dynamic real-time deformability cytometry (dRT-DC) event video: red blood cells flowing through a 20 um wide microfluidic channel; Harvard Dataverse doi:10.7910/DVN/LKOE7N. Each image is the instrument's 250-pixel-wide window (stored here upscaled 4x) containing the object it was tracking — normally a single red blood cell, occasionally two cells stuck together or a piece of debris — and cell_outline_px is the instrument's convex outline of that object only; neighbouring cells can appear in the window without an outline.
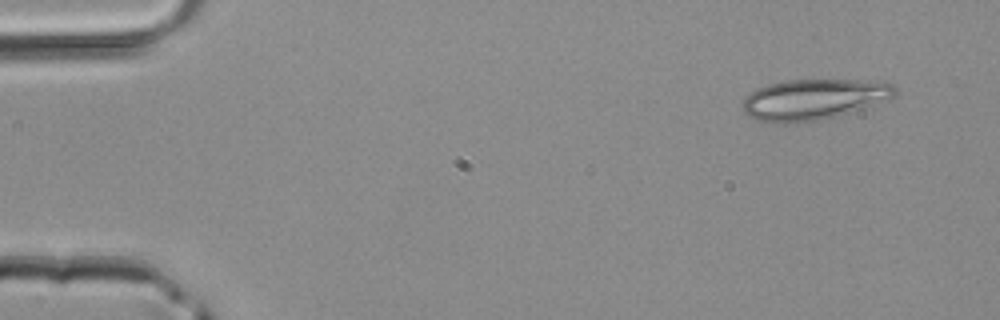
{"species": "common noctule bat (a hibernating species)", "species_latin": "Nyctalus noctula", "temperature_condition": "room temperature", "stored_images_in_passage": 4, "camera_frame_rate_fps": 3000, "um_per_image_px": 0.085, "animal": {"sex": "male", "body_mass_g": 20.4}, "frame": {"image": 1, "passage_image": 1, "time_ms": 0.0, "image_size_px": [1000, 320], "cell_outline_px": [[900, 92], [896, 96], [848, 112], [820, 120], [788, 124], [784, 124], [756, 120], [748, 116], [744, 112], [740, 104], [756, 88], [768, 84], [784, 80], [876, 80], [892, 84]], "centroid_in_image_um": [69.13, 8.44], "position_along_channel_um": 15.9, "area_um2": 36.18}}